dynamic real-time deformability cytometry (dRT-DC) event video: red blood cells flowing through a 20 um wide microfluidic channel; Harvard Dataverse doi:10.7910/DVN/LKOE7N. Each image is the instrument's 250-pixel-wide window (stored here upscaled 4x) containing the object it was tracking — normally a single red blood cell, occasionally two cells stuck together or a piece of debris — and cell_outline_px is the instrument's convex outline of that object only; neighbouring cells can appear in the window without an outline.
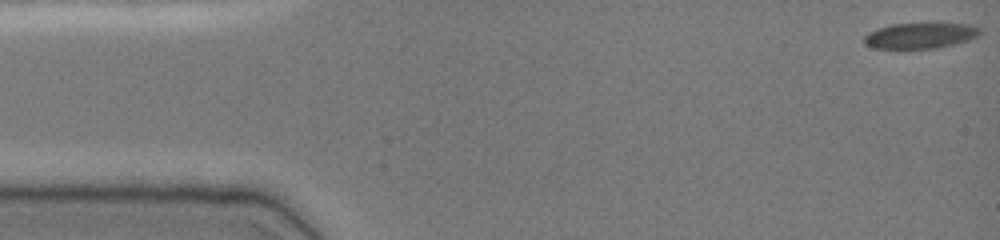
{"species": "common noctule bat (a hibernating species)", "species_latin": "Nyctalus noctula", "temperature_condition": "cold", "stored_images_in_passage": 49, "camera_frame_rate_fps": 3000, "um_per_image_px": 0.085, "animal": {"sex": "female", "body_mass_g": 19.0, "forearm_length_mm": 51.5}, "frame": {"image": 1, "passage_image": 1, "time_ms": 0.0, "image_size_px": [1000, 240], "cell_outline_px": [[980, 32], [976, 36], [968, 40], [936, 48], [876, 48], [864, 44], [864, 36], [868, 32], [876, 28], [892, 24], [968, 24], [980, 28]], "centroid_in_image_um": [78.16, 3.02], "position_along_channel_um": 6.8, "area_um2": 16.99}}
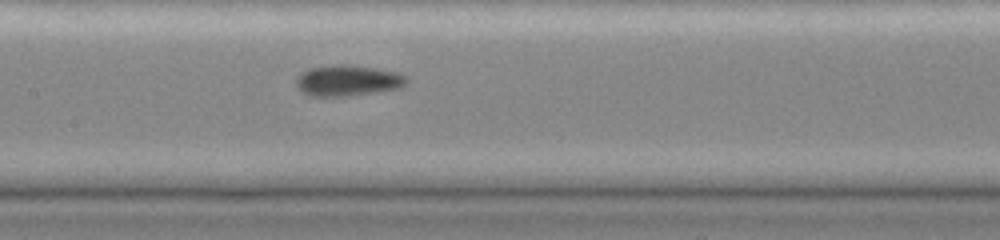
{"frame": {"image": 2, "passage_image": 24, "time_ms": 7.667, "image_size_px": [1000, 240], "cell_outline_px": [[408, 80], [400, 88], [348, 96], [308, 96], [296, 84], [296, 80], [300, 72], [312, 68], [340, 64], [372, 68], [396, 72], [408, 76]], "centroid_in_image_um": [29.56, 6.85], "position_along_channel_um": 177.8, "area_um2": 19.54}}
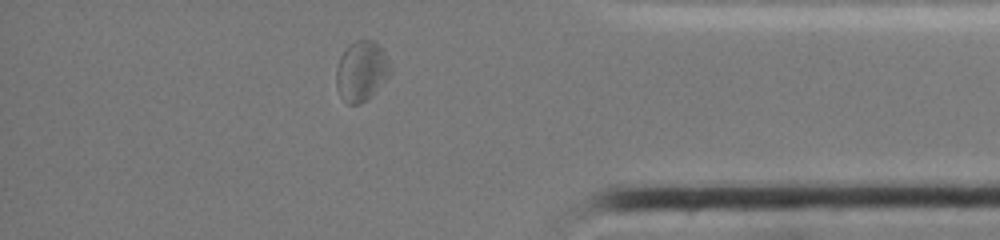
{"frame": {"image": 3, "passage_image": 43, "time_ms": 14.0, "image_size_px": [1000, 240], "cell_outline_px": [[392, 72], [372, 96], [360, 104], [348, 104], [340, 96], [336, 88], [336, 68], [340, 56], [348, 44], [356, 40], [376, 40], [392, 68]], "centroid_in_image_um": [30.71, 6.04], "position_along_channel_um": 404.5, "area_um2": 19.13}, "authors_computed_cell_mechanics": {"area_um2": 18.4382, "velocity_mm_per_s": 3.7802, "shape_relaxation_time_tau1_ms": 3.7428, "shape_relaxation_time_tau2_ms": 1.4379, "deformation_change_tau1": 0.0924, "deformation_change_tau2": 0.0607}}